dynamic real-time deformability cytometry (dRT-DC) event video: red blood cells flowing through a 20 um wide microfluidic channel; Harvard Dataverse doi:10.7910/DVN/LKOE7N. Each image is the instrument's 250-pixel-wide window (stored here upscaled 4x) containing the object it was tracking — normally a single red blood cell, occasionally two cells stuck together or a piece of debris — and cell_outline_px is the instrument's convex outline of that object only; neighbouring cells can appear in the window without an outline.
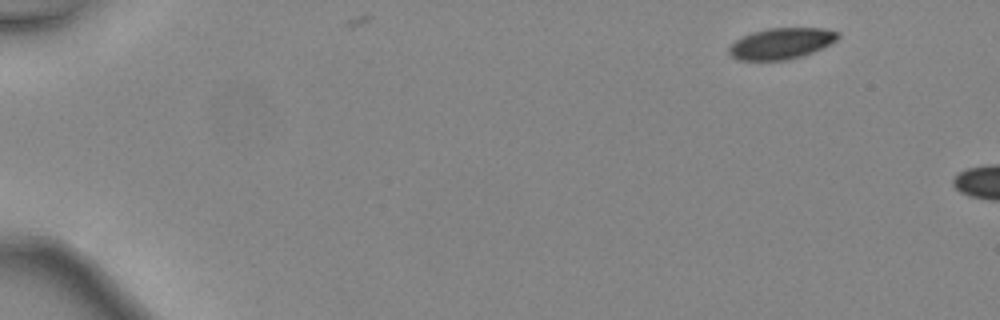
{"species": "common noctule bat (a hibernating species)", "species_latin": "Nyctalus noctula", "temperature_condition": "warm", "stored_images_in_passage": 3, "camera_frame_rate_fps": 3000, "um_per_image_px": 0.085, "animal": {"sex": "female", "body_mass_g": 24.6, "forearm_length_mm": 56.2}, "frame": {"image": 1, "passage_image": 1, "time_ms": 0.0, "image_size_px": [1000, 320], "cell_outline_px": [[840, 36], [832, 44], [824, 48], [804, 56], [788, 60], [736, 60], [728, 52], [728, 48], [736, 40], [752, 32], [768, 28], [824, 28], [840, 32]], "centroid_in_image_um": [66.46, 3.7], "position_along_channel_um": 18.5, "area_um2": 20.0}}